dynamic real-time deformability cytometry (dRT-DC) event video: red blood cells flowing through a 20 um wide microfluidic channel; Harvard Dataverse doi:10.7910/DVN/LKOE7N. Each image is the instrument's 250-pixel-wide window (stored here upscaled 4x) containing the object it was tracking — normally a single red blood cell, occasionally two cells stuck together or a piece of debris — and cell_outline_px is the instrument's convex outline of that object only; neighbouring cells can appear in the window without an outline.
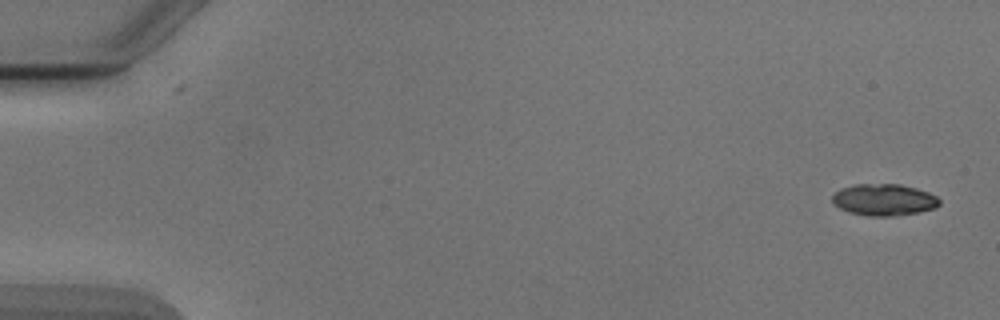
{"species": "Egyptian fruit bat (a non-hibernating species)", "species_latin": "Rousettus aegyptiacus", "temperature_condition": "cold", "stored_images_in_passage": 4, "camera_frame_rate_fps": 3000, "um_per_image_px": 0.085, "animal": {"sex": "male"}, "frame": {"image": 1, "passage_image": 1, "time_ms": 0.0, "image_size_px": [1000, 320], "cell_outline_px": [[940, 204], [936, 208], [916, 212], [892, 216], [868, 216], [848, 212], [840, 208], [832, 200], [832, 196], [840, 188], [856, 184], [900, 184], [916, 188], [928, 192], [936, 196], [940, 200]], "centroid_in_image_um": [75.14, 16.97], "position_along_channel_um": 9.9, "area_um2": 19.71}}